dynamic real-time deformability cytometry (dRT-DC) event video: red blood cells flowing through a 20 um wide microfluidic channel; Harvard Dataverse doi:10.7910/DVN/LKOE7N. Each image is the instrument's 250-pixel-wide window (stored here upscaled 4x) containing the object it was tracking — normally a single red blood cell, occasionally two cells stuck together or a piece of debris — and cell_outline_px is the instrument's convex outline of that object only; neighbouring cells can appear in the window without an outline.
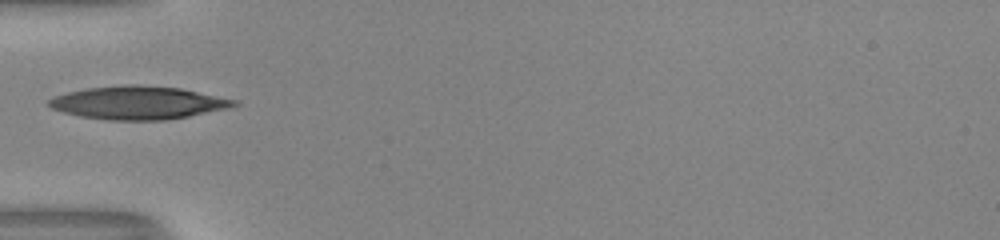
{"species": "human", "species_latin": "Homo sapiens", "temperature_condition": "room temperature", "stored_images_in_passage": 35, "camera_frame_rate_fps": 3000, "um_per_image_px": 0.085, "donor": {"sex": "male"}, "frame": {"image": 1, "passage_image": 1, "time_ms": 0.0, "image_size_px": [1000, 240], "cell_outline_px": [[240, 104], [228, 108], [188, 116], [164, 120], [112, 120], [80, 116], [64, 112], [52, 108], [44, 104], [48, 100], [56, 96], [68, 92], [88, 88], [128, 84], [136, 84], [180, 88], [240, 100]], "centroid_in_image_um": [11.77, 8.72], "position_along_channel_um": 73.2, "area_um2": 35.66}}
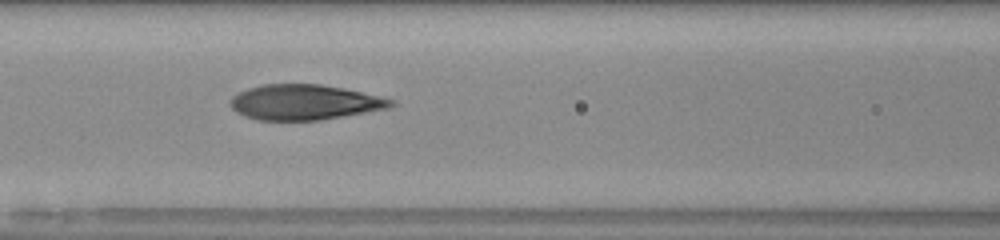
{"frame": {"image": 2, "passage_image": 6, "time_ms": 1.667, "image_size_px": [1000, 240], "cell_outline_px": [[396, 104], [388, 108], [320, 120], [256, 120], [244, 116], [236, 112], [228, 104], [228, 100], [232, 96], [248, 88], [260, 84], [320, 84], [344, 88], [380, 96], [396, 100]], "centroid_in_image_um": [25.85, 8.68], "position_along_channel_um": 140.7, "area_um2": 33.18}}
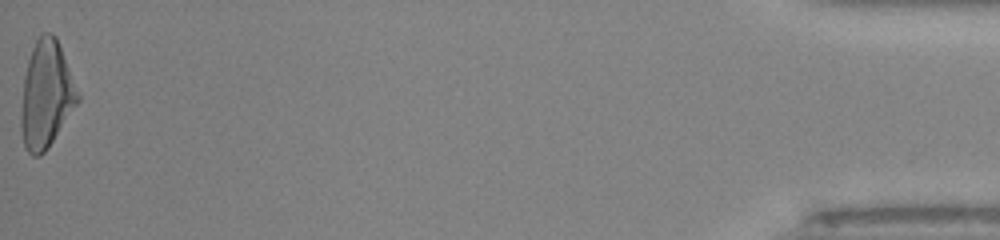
{"frame": {"image": 3, "passage_image": 35, "time_ms": 11.333, "image_size_px": [1000, 240], "cell_outline_px": [[80, 100], [48, 148], [40, 156], [32, 156], [24, 148], [20, 128], [20, 116], [24, 76], [28, 60], [32, 48], [36, 40], [44, 32], [52, 32], [56, 36], [80, 96]], "centroid_in_image_um": [3.91, 8.07], "position_along_channel_um": 431.3, "area_um2": 35.32}}